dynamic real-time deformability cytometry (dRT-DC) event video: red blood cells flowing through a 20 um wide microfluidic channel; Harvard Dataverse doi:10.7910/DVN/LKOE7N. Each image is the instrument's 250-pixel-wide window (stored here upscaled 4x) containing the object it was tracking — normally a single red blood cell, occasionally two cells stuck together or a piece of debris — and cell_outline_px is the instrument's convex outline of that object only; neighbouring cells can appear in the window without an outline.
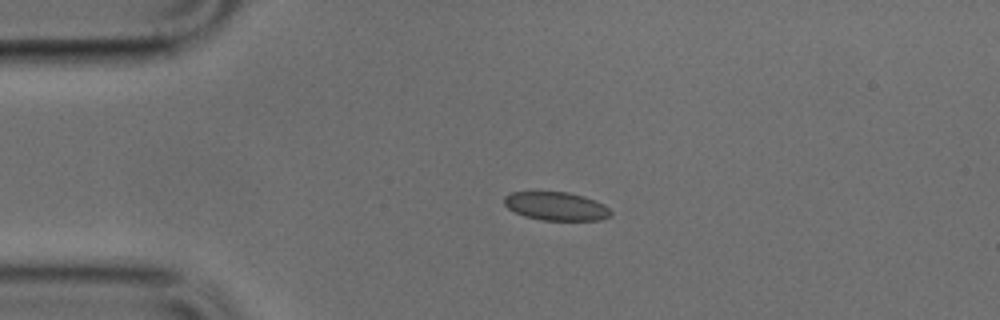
{"species": "common noctule bat (a hibernating species)", "species_latin": "Nyctalus noctula", "temperature_condition": "cold", "stored_images_in_passage": 40, "camera_frame_rate_fps": 3000, "um_per_image_px": 0.085, "animal": {"sex": "male", "body_mass_g": 17.9, "forearm_length_mm": 54.2}, "frame": {"image": 1, "passage_image": 1, "time_ms": 0.0, "image_size_px": [1000, 320], "cell_outline_px": [[612, 212], [608, 216], [600, 220], [544, 220], [524, 216], [508, 208], [504, 204], [504, 196], [512, 192], [568, 192], [584, 196], [596, 200], [604, 204]], "centroid_in_image_um": [47.27, 17.52], "position_along_channel_um": 37.7, "area_um2": 17.57}}
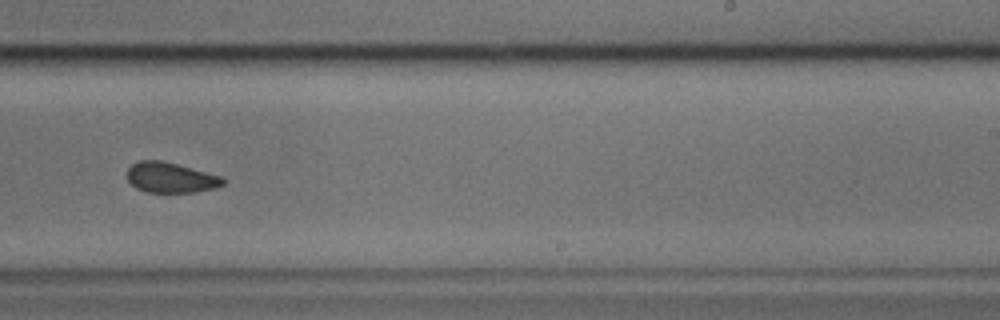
{"frame": {"image": 2, "passage_image": 21, "time_ms": 6.667, "image_size_px": [1000, 320], "cell_outline_px": [[224, 184], [216, 188], [196, 192], [148, 192], [136, 188], [128, 180], [128, 168], [136, 160], [160, 160], [176, 164], [220, 176], [224, 180]], "centroid_in_image_um": [14.48, 15.09], "position_along_channel_um": 274.5, "area_um2": 16.76}}
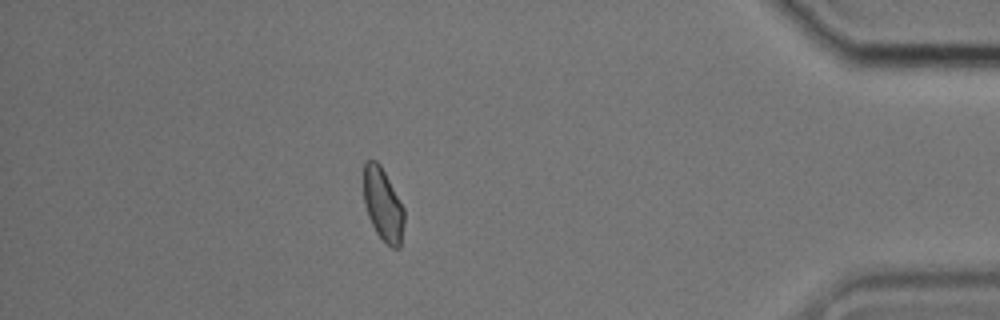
{"frame": {"image": 3, "passage_image": 34, "time_ms": 11.0, "image_size_px": [1000, 320], "cell_outline_px": [[404, 224], [400, 248], [392, 248], [376, 232], [368, 216], [364, 204], [364, 164], [368, 160], [376, 160], [380, 164], [404, 208]], "centroid_in_image_um": [32.56, 17.4], "position_along_channel_um": 402.6, "area_um2": 17.05}}